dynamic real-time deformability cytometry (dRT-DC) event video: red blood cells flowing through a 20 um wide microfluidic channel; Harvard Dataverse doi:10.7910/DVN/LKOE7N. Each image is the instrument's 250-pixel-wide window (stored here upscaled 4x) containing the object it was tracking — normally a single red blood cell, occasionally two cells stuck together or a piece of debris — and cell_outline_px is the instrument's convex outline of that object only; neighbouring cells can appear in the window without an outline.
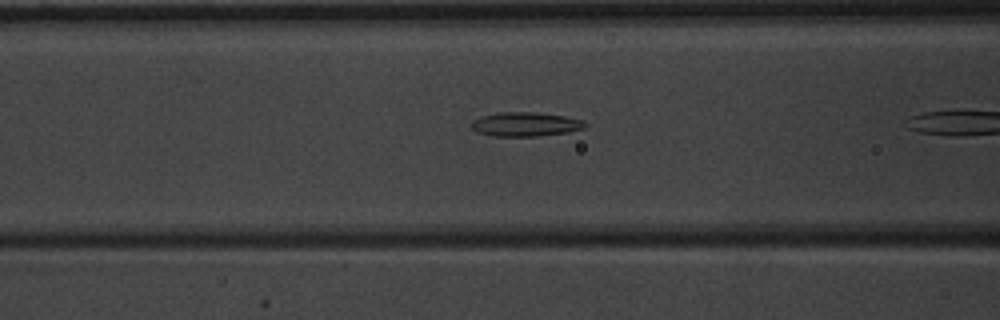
{"species": "common noctule bat (a hibernating species)", "species_latin": "Nyctalus noctula", "temperature_condition": "warm", "stored_images_in_passage": 8, "camera_frame_rate_fps": 3000, "um_per_image_px": 0.085, "animal": {"sex": "male", "body_mass_g": 20.1, "forearm_length_mm": 53.5}, "frame": {"image": 1, "passage_image": 7, "time_ms": 2.0, "image_size_px": [1000, 320], "cell_outline_px": [[588, 124], [584, 128], [568, 132], [536, 136], [496, 136], [476, 132], [472, 128], [472, 120], [480, 116], [500, 112], [532, 112], [564, 116], [584, 120]], "centroid_in_image_um": [44.66, 10.56], "position_along_channel_um": 121.9, "area_um2": 15.95}}